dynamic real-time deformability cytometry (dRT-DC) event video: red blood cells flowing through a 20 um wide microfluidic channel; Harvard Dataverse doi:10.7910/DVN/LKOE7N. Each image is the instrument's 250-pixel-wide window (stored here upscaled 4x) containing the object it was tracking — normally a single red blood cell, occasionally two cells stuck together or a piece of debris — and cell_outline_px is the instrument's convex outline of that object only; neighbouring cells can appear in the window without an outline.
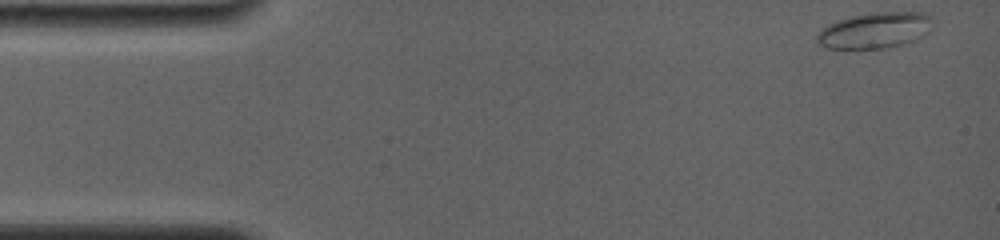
{"species": "common noctule bat (a hibernating species)", "species_latin": "Nyctalus noctula", "temperature_condition": "room temperature", "stored_images_in_passage": 9, "camera_frame_rate_fps": 4000, "um_per_image_px": 0.085, "animal": {"sex": "female", "body_mass_g": 19.0, "forearm_length_mm": 56.7}, "frame": {"image": 1, "passage_image": 1, "time_ms": 0.0, "image_size_px": [1000, 240], "cell_outline_px": [[932, 20], [928, 32], [916, 40], [884, 48], [828, 48], [816, 44], [816, 36], [820, 28], [836, 20], [852, 16], [884, 12], [924, 12], [932, 16]], "centroid_in_image_um": [74.33, 2.58], "position_along_channel_um": 10.7, "area_um2": 24.16}}
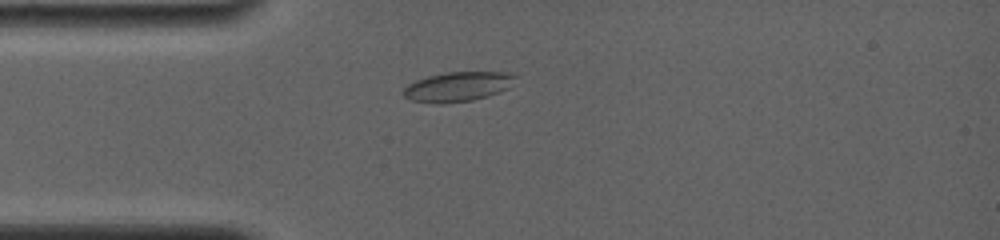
{"frame": {"image": 2, "passage_image": 9, "time_ms": 3.5, "image_size_px": [1000, 240], "cell_outline_px": [[516, 76], [508, 88], [500, 92], [488, 96], [472, 100], [440, 104], [412, 100], [404, 96], [404, 88], [408, 84], [416, 80], [428, 76], [444, 72], [508, 72]], "centroid_in_image_um": [38.91, 7.36], "position_along_channel_um": 46.1, "area_um2": 19.19}}